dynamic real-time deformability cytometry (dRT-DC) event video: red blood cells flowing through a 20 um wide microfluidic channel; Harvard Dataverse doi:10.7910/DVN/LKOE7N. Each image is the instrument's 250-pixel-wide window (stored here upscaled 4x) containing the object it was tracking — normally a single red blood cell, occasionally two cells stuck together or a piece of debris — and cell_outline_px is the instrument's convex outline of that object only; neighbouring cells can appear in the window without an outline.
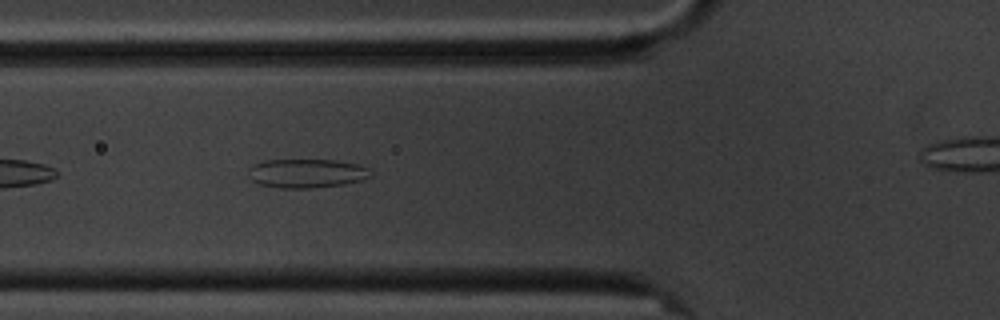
{"species": "common noctule bat (a hibernating species)", "species_latin": "Nyctalus noctula", "temperature_condition": "cold", "stored_images_in_passage": 8, "segment_of_instrument_passage": [1, 2], "camera_frame_rate_fps": 3000, "um_per_image_px": 0.085, "animal": {"sex": "male", "body_mass_g": 20.1, "forearm_length_mm": 53.5}, "frame": {"image": 1, "passage_image": 7, "time_ms": 7.667, "image_size_px": [1000, 320], "cell_outline_px": [[372, 176], [360, 180], [344, 184], [308, 188], [280, 188], [256, 184], [252, 180], [248, 168], [252, 164], [264, 160], [332, 160], [356, 164], [368, 168], [372, 172]], "centroid_in_image_um": [26.03, 14.73], "position_along_channel_um": 99.8, "area_um2": 20.58}}